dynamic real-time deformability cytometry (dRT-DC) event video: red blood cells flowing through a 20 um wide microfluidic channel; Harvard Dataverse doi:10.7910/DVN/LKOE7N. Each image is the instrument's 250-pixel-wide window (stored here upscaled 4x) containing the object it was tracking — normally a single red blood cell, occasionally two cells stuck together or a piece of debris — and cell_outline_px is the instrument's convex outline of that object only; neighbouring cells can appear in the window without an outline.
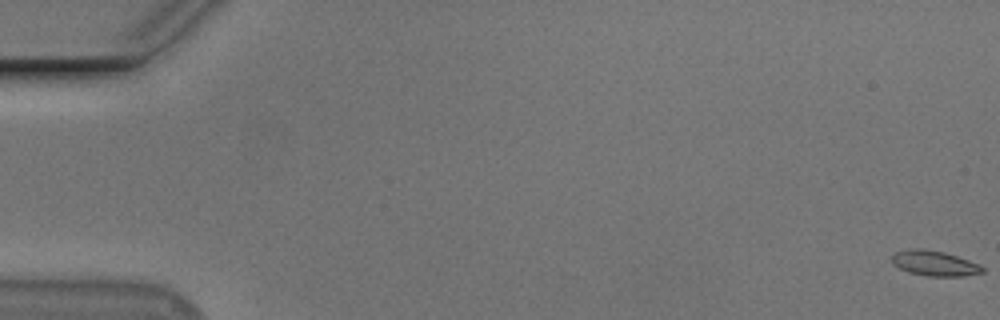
{"species": "Egyptian fruit bat (a non-hibernating species)", "species_latin": "Rousettus aegyptiacus", "temperature_condition": "cold", "stored_images_in_passage": 58, "segment_of_instrument_passage": [1, 2], "camera_frame_rate_fps": 3000, "um_per_image_px": 0.085, "animal": {"sex": "male"}, "frame": {"image": 1, "passage_image": 1, "time_ms": 0.0, "image_size_px": [1000, 320], "cell_outline_px": [[984, 272], [964, 276], [928, 276], [908, 272], [892, 264], [892, 256], [896, 252], [912, 248], [924, 248], [944, 252], [980, 264], [984, 268]], "centroid_in_image_um": [79.43, 22.38], "position_along_channel_um": 5.6, "area_um2": 13.29}}
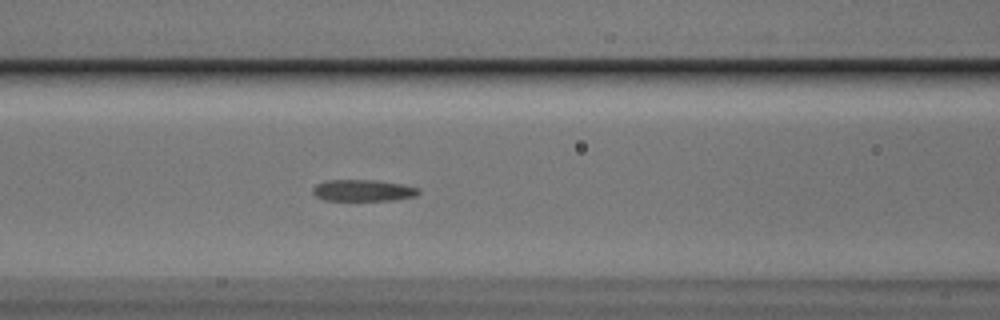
{"frame": {"image": 2, "passage_image": 25, "time_ms": 8.0, "image_size_px": [1000, 320], "cell_outline_px": [[420, 192], [416, 196], [392, 200], [324, 200], [316, 196], [312, 192], [312, 188], [316, 184], [328, 180], [376, 180], [404, 184], [420, 188]], "centroid_in_image_um": [30.88, 16.18], "position_along_channel_um": 135.7, "area_um2": 13.35}}
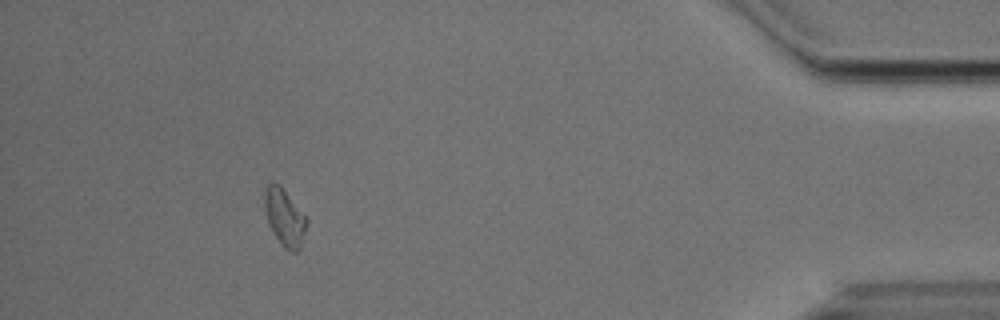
{"frame": {"image": 3, "passage_image": 52, "time_ms": 17.0, "image_size_px": [1000, 320], "cell_outline_px": [[308, 224], [300, 248], [296, 252], [292, 252], [284, 248], [280, 244], [272, 232], [268, 224], [264, 204], [264, 192], [268, 184], [280, 184], [308, 220]], "centroid_in_image_um": [24.19, 18.51], "position_along_channel_um": 411.0, "area_um2": 13.99}}